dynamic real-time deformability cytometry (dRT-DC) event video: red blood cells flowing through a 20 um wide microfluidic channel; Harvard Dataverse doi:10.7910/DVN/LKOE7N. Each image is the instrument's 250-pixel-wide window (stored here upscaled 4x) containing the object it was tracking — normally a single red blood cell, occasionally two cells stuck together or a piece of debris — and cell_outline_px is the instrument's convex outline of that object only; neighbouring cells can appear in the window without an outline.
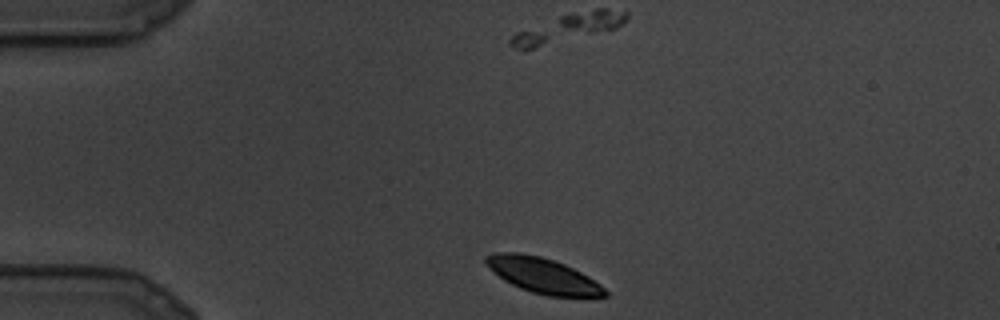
{"species": "common noctule bat (a hibernating species)", "species_latin": "Nyctalus noctula", "temperature_condition": "cold", "stored_images_in_passage": 22, "camera_frame_rate_fps": 3000, "um_per_image_px": 0.085, "animal": {"sex": "male", "body_mass_g": 19.5, "forearm_length_mm": 54.6}, "frame": {"image": 1, "passage_image": 1, "time_ms": 0.0, "image_size_px": [1000, 320], "cell_outline_px": [[608, 296], [548, 296], [532, 292], [520, 288], [504, 280], [484, 260], [484, 256], [492, 252], [520, 252], [540, 256], [564, 264], [588, 276], [600, 284], [608, 292]], "centroid_in_image_um": [46.14, 23.4], "position_along_channel_um": 38.9, "area_um2": 24.1}}
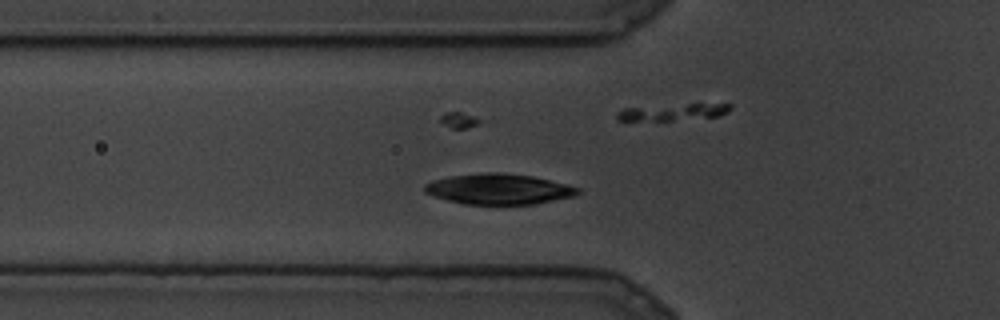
{"frame": {"image": 2, "passage_image": 4, "time_ms": 1.0, "image_size_px": [1000, 320], "cell_outline_px": [[580, 192], [576, 196], [532, 204], [464, 204], [448, 200], [424, 192], [424, 184], [436, 180], [452, 176], [484, 172], [500, 172], [532, 176], [580, 188]], "centroid_in_image_um": [42.41, 16.07], "position_along_channel_um": 83.4, "area_um2": 26.93}}
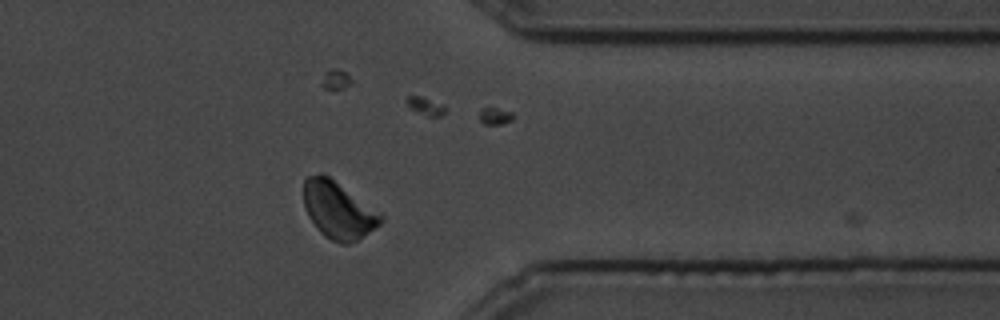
{"frame": {"image": 3, "passage_image": 17, "time_ms": 5.333, "image_size_px": [1000, 320], "cell_outline_px": [[384, 220], [380, 224], [356, 240], [348, 244], [344, 244], [332, 240], [324, 236], [320, 232], [308, 216], [304, 208], [304, 176], [320, 172], [324, 172], [384, 216]], "centroid_in_image_um": [28.7, 17.82], "position_along_channel_um": 382.7, "area_um2": 25.55}}